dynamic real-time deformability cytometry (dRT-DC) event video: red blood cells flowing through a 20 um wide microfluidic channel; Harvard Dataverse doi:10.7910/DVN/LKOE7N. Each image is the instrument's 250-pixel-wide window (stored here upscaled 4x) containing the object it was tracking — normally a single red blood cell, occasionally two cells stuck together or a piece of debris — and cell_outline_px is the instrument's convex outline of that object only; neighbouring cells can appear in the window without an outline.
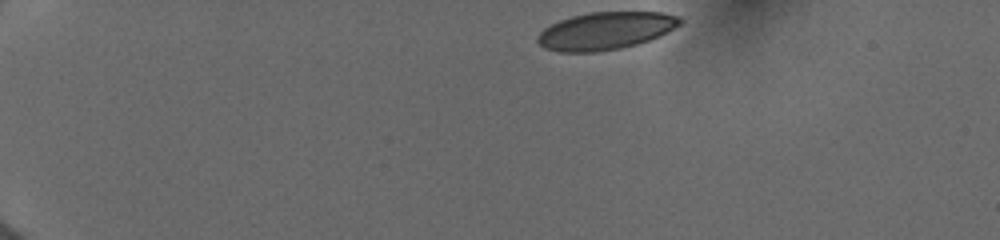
{"species": "human", "species_latin": "Homo sapiens", "temperature_condition": "cold", "stored_images_in_passage": 18, "camera_frame_rate_fps": 3000, "um_per_image_px": 0.085, "donor": {"sex": "female"}, "frame": {"image": 1, "passage_image": 1, "time_ms": 0.0, "image_size_px": [1000, 240], "cell_outline_px": [[684, 20], [680, 24], [648, 40], [636, 44], [620, 48], [596, 52], [560, 52], [544, 48], [536, 40], [536, 36], [544, 28], [560, 20], [572, 16], [588, 12], [664, 12], [676, 16]], "centroid_in_image_um": [51.41, 2.62], "position_along_channel_um": 33.6, "area_um2": 30.87}}